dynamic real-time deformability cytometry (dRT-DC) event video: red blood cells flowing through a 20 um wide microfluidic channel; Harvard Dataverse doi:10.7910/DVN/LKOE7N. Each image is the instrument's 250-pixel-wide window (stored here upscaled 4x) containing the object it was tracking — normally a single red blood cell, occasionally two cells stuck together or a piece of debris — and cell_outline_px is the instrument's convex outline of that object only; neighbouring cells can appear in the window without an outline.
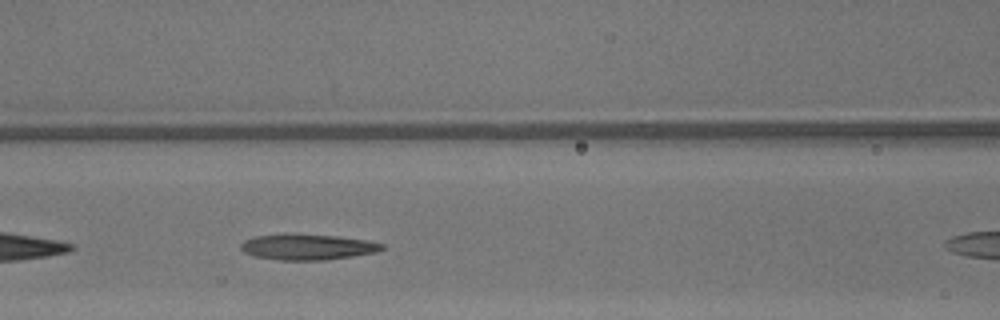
{"species": "common noctule bat (a hibernating species)", "species_latin": "Nyctalus noctula", "temperature_condition": "warm", "stored_images_in_passage": 8, "camera_frame_rate_fps": 3000, "um_per_image_px": 0.085, "animal": {"sex": "male", "body_mass_g": 13.3}, "frame": {"image": 1, "passage_image": 7, "time_ms": 2.0, "image_size_px": [1000, 320], "cell_outline_px": [[384, 248], [376, 252], [352, 256], [324, 260], [280, 260], [256, 256], [244, 252], [240, 248], [240, 244], [244, 240], [256, 236], [336, 236], [368, 240], [384, 244]], "centroid_in_image_um": [26.18, 21.02], "position_along_channel_um": 140.4, "area_um2": 20.29}}